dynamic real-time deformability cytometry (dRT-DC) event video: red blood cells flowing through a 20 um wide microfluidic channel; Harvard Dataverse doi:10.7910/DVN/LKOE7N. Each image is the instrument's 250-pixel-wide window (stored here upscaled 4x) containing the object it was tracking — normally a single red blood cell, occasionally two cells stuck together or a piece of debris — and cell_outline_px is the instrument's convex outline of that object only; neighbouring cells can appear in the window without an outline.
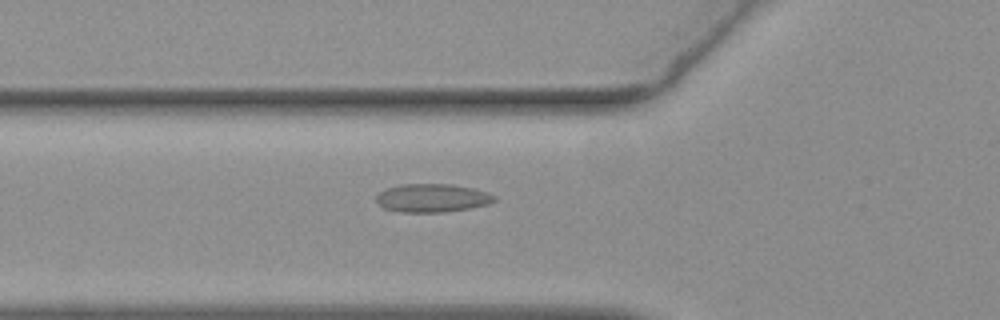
{"species": "common noctule bat (a hibernating species)", "species_latin": "Nyctalus noctula", "temperature_condition": "warm", "stored_images_in_passage": 36, "camera_frame_rate_fps": 3000, "um_per_image_px": 0.085, "animal": {"sex": "female", "body_mass_g": 19.3, "forearm_length_mm": 54.1}, "frame": {"image": 1, "passage_image": 6, "time_ms": 1.667, "image_size_px": [1000, 320], "cell_outline_px": [[496, 200], [488, 204], [468, 208], [444, 212], [404, 212], [384, 208], [376, 200], [376, 196], [380, 192], [388, 188], [400, 184], [452, 184], [472, 188], [496, 196]], "centroid_in_image_um": [36.73, 16.82], "position_along_channel_um": 89.1, "area_um2": 19.25}}
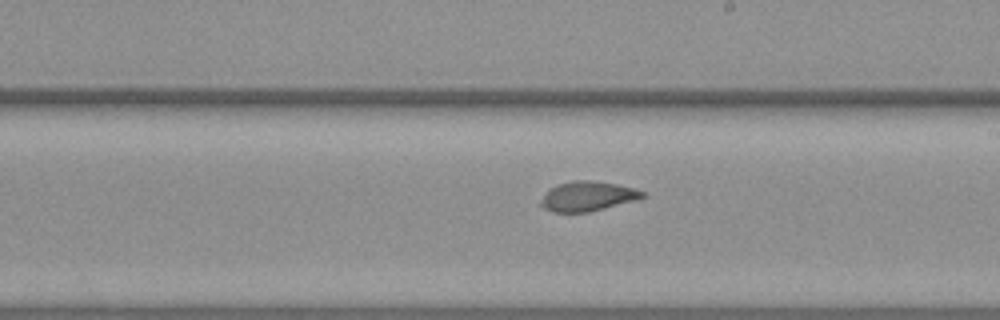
{"frame": {"image": 2, "passage_image": 18, "time_ms": 5.667, "image_size_px": [1000, 320], "cell_outline_px": [[648, 196], [636, 200], [588, 212], [552, 212], [544, 208], [540, 204], [548, 188], [556, 184], [572, 180], [588, 180], [616, 184], [632, 188], [644, 192]], "centroid_in_image_um": [49.93, 16.67], "position_along_channel_um": 239.1, "area_um2": 17.51}}
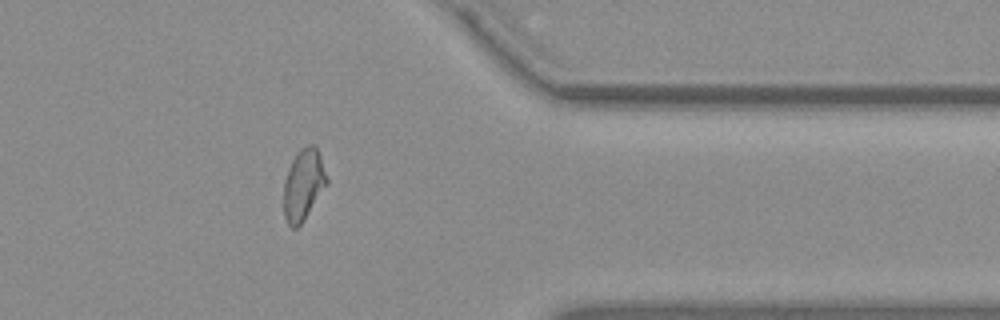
{"frame": {"image": 3, "passage_image": 31, "time_ms": 10.0, "image_size_px": [1000, 320], "cell_outline_px": [[328, 184], [304, 220], [296, 228], [292, 228], [288, 224], [284, 216], [284, 180], [288, 168], [296, 152], [300, 148], [308, 144], [316, 144], [328, 180]], "centroid_in_image_um": [25.79, 15.67], "position_along_channel_um": 385.6, "area_um2": 18.03}}